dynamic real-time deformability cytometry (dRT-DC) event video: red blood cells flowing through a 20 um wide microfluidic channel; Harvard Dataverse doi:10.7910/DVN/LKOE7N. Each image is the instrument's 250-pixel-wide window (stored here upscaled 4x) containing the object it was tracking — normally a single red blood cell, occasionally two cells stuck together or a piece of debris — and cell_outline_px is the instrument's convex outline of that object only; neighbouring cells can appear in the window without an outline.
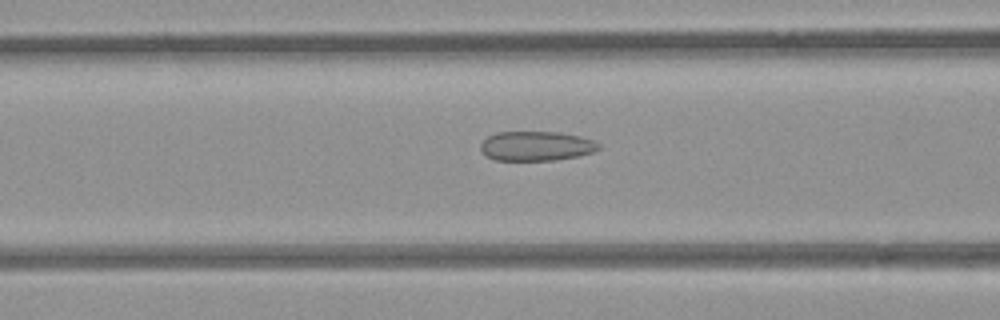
{"species": "common noctule bat (a hibernating species)", "species_latin": "Nyctalus noctula", "temperature_condition": "room temperature", "stored_images_in_passage": 39, "camera_frame_rate_fps": 3000, "um_per_image_px": 0.085, "animal": {"sex": "female", "body_mass_g": 21.9}, "frame": {"image": 1, "passage_image": 12, "time_ms": 3.667, "image_size_px": [1000, 320], "cell_outline_px": [[600, 148], [592, 152], [576, 156], [556, 160], [496, 160], [488, 156], [480, 148], [480, 144], [488, 136], [496, 132], [560, 132], [580, 136], [592, 140], [600, 144]], "centroid_in_image_um": [45.59, 12.4], "position_along_channel_um": 121.0, "area_um2": 20.17}}
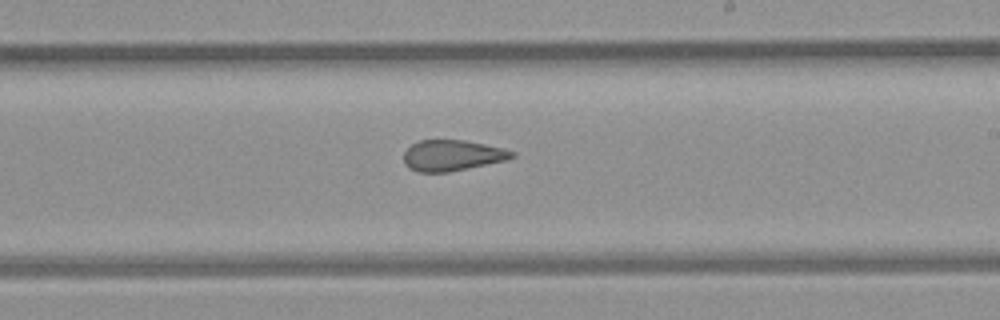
{"frame": {"image": 2, "passage_image": 22, "time_ms": 7.0, "image_size_px": [1000, 320], "cell_outline_px": [[516, 156], [504, 160], [468, 168], [448, 172], [416, 172], [408, 168], [404, 164], [404, 152], [412, 144], [420, 140], [464, 140], [484, 144], [516, 152]], "centroid_in_image_um": [38.39, 13.21], "position_along_channel_um": 250.6, "area_um2": 19.31}}
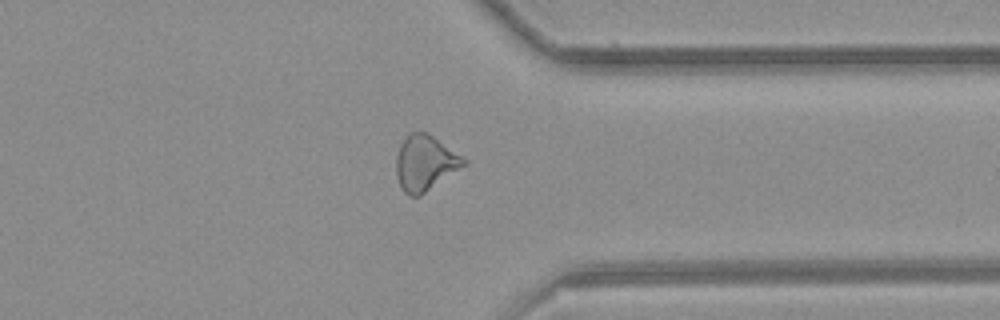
{"frame": {"image": 3, "passage_image": 32, "time_ms": 10.333, "image_size_px": [1000, 320], "cell_outline_px": [[468, 164], [420, 196], [408, 196], [400, 188], [396, 172], [396, 156], [400, 144], [408, 132], [428, 132], [468, 160]], "centroid_in_image_um": [36.14, 13.85], "position_along_channel_um": 375.3, "area_um2": 22.14}}